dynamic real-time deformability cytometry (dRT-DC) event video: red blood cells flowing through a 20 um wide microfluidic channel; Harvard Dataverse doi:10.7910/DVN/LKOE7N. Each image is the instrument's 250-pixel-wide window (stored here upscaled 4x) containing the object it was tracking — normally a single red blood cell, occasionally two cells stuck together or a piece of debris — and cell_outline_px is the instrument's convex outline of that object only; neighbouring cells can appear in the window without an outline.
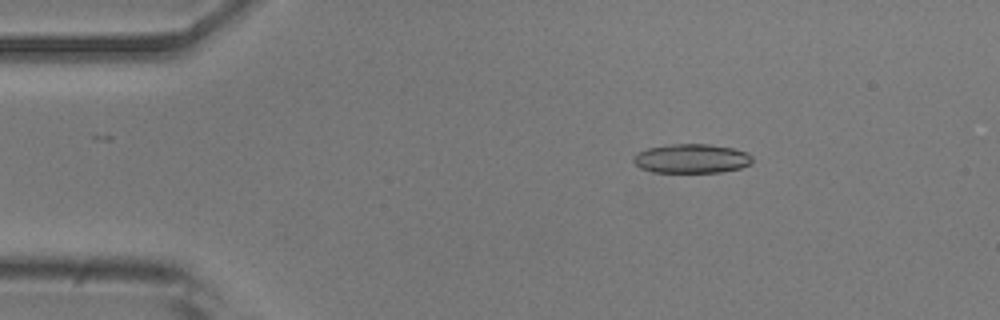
{"species": "common noctule bat (a hibernating species)", "species_latin": "Nyctalus noctula", "temperature_condition": "room temperature", "stored_images_in_passage": 4, "camera_frame_rate_fps": 3000, "um_per_image_px": 0.085, "animal": {"sex": "male", "body_mass_g": 20.5, "forearm_length_mm": 52.5}, "frame": {"image": 1, "passage_image": 2, "time_ms": 0.333, "image_size_px": [1000, 320], "cell_outline_px": [[752, 164], [740, 168], [720, 172], [652, 172], [640, 168], [632, 160], [632, 156], [636, 152], [648, 148], [672, 144], [708, 144], [732, 148], [748, 152], [752, 156]], "centroid_in_image_um": [58.77, 13.48], "position_along_channel_um": 26.2, "area_um2": 20.35}}